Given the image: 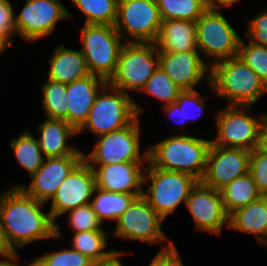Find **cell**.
Masks as SVG:
<instances>
[{"label":"cell","instance_id":"cell-10","mask_svg":"<svg viewBox=\"0 0 267 266\" xmlns=\"http://www.w3.org/2000/svg\"><path fill=\"white\" fill-rule=\"evenodd\" d=\"M251 106L227 105L216 113V137H212L211 144L219 147L243 148L253 151L257 148L259 129L266 116L261 114L259 119L252 117L249 112Z\"/></svg>","mask_w":267,"mask_h":266},{"label":"cell","instance_id":"cell-1","mask_svg":"<svg viewBox=\"0 0 267 266\" xmlns=\"http://www.w3.org/2000/svg\"><path fill=\"white\" fill-rule=\"evenodd\" d=\"M46 203L29 196L21 187H13L0 195V221L11 249L22 248L43 239L61 238L60 226L50 212H44Z\"/></svg>","mask_w":267,"mask_h":266},{"label":"cell","instance_id":"cell-11","mask_svg":"<svg viewBox=\"0 0 267 266\" xmlns=\"http://www.w3.org/2000/svg\"><path fill=\"white\" fill-rule=\"evenodd\" d=\"M162 18L156 0H118L115 29L127 43H154ZM123 29H125L124 33ZM128 36V41L126 36Z\"/></svg>","mask_w":267,"mask_h":266},{"label":"cell","instance_id":"cell-41","mask_svg":"<svg viewBox=\"0 0 267 266\" xmlns=\"http://www.w3.org/2000/svg\"><path fill=\"white\" fill-rule=\"evenodd\" d=\"M257 149L262 153L267 154V114L264 117L259 129Z\"/></svg>","mask_w":267,"mask_h":266},{"label":"cell","instance_id":"cell-21","mask_svg":"<svg viewBox=\"0 0 267 266\" xmlns=\"http://www.w3.org/2000/svg\"><path fill=\"white\" fill-rule=\"evenodd\" d=\"M38 132L40 136L37 140L45 158L84 154L79 148L67 144V138L78 134L65 120L46 117L38 126Z\"/></svg>","mask_w":267,"mask_h":266},{"label":"cell","instance_id":"cell-33","mask_svg":"<svg viewBox=\"0 0 267 266\" xmlns=\"http://www.w3.org/2000/svg\"><path fill=\"white\" fill-rule=\"evenodd\" d=\"M141 91L150 94L166 106L175 102L183 90L158 67Z\"/></svg>","mask_w":267,"mask_h":266},{"label":"cell","instance_id":"cell-24","mask_svg":"<svg viewBox=\"0 0 267 266\" xmlns=\"http://www.w3.org/2000/svg\"><path fill=\"white\" fill-rule=\"evenodd\" d=\"M229 228L253 234L257 241L267 246V196L236 209L229 215Z\"/></svg>","mask_w":267,"mask_h":266},{"label":"cell","instance_id":"cell-32","mask_svg":"<svg viewBox=\"0 0 267 266\" xmlns=\"http://www.w3.org/2000/svg\"><path fill=\"white\" fill-rule=\"evenodd\" d=\"M86 17L84 24L114 26L117 20L118 0H71Z\"/></svg>","mask_w":267,"mask_h":266},{"label":"cell","instance_id":"cell-13","mask_svg":"<svg viewBox=\"0 0 267 266\" xmlns=\"http://www.w3.org/2000/svg\"><path fill=\"white\" fill-rule=\"evenodd\" d=\"M69 18L72 13L59 0H26L15 15L16 34L25 42H34L53 33L58 21Z\"/></svg>","mask_w":267,"mask_h":266},{"label":"cell","instance_id":"cell-19","mask_svg":"<svg viewBox=\"0 0 267 266\" xmlns=\"http://www.w3.org/2000/svg\"><path fill=\"white\" fill-rule=\"evenodd\" d=\"M143 164L144 162H121L89 166L93 169L97 188L116 193L143 194Z\"/></svg>","mask_w":267,"mask_h":266},{"label":"cell","instance_id":"cell-36","mask_svg":"<svg viewBox=\"0 0 267 266\" xmlns=\"http://www.w3.org/2000/svg\"><path fill=\"white\" fill-rule=\"evenodd\" d=\"M69 226L72 232H82L102 229V222L93 211L91 204L77 207L67 211Z\"/></svg>","mask_w":267,"mask_h":266},{"label":"cell","instance_id":"cell-35","mask_svg":"<svg viewBox=\"0 0 267 266\" xmlns=\"http://www.w3.org/2000/svg\"><path fill=\"white\" fill-rule=\"evenodd\" d=\"M32 266H93V262L71 247L38 256Z\"/></svg>","mask_w":267,"mask_h":266},{"label":"cell","instance_id":"cell-47","mask_svg":"<svg viewBox=\"0 0 267 266\" xmlns=\"http://www.w3.org/2000/svg\"><path fill=\"white\" fill-rule=\"evenodd\" d=\"M176 266H184L182 261H180Z\"/></svg>","mask_w":267,"mask_h":266},{"label":"cell","instance_id":"cell-25","mask_svg":"<svg viewBox=\"0 0 267 266\" xmlns=\"http://www.w3.org/2000/svg\"><path fill=\"white\" fill-rule=\"evenodd\" d=\"M142 195L116 193L95 187L90 204L102 223L106 220L117 221L131 202Z\"/></svg>","mask_w":267,"mask_h":266},{"label":"cell","instance_id":"cell-42","mask_svg":"<svg viewBox=\"0 0 267 266\" xmlns=\"http://www.w3.org/2000/svg\"><path fill=\"white\" fill-rule=\"evenodd\" d=\"M14 254L15 252L11 249L10 245L8 244L6 240L4 229L0 221V257L6 258Z\"/></svg>","mask_w":267,"mask_h":266},{"label":"cell","instance_id":"cell-15","mask_svg":"<svg viewBox=\"0 0 267 266\" xmlns=\"http://www.w3.org/2000/svg\"><path fill=\"white\" fill-rule=\"evenodd\" d=\"M185 205L198 230L220 235L225 225L229 228L227 213L220 191L199 181L190 192Z\"/></svg>","mask_w":267,"mask_h":266},{"label":"cell","instance_id":"cell-34","mask_svg":"<svg viewBox=\"0 0 267 266\" xmlns=\"http://www.w3.org/2000/svg\"><path fill=\"white\" fill-rule=\"evenodd\" d=\"M237 56L256 72L260 80L267 87V46L245 43L243 38L239 42Z\"/></svg>","mask_w":267,"mask_h":266},{"label":"cell","instance_id":"cell-40","mask_svg":"<svg viewBox=\"0 0 267 266\" xmlns=\"http://www.w3.org/2000/svg\"><path fill=\"white\" fill-rule=\"evenodd\" d=\"M179 254L174 243L168 242L167 246H163L154 256L148 266H176L181 261Z\"/></svg>","mask_w":267,"mask_h":266},{"label":"cell","instance_id":"cell-37","mask_svg":"<svg viewBox=\"0 0 267 266\" xmlns=\"http://www.w3.org/2000/svg\"><path fill=\"white\" fill-rule=\"evenodd\" d=\"M249 173L255 180L258 191L267 196V154L257 148L250 153Z\"/></svg>","mask_w":267,"mask_h":266},{"label":"cell","instance_id":"cell-14","mask_svg":"<svg viewBox=\"0 0 267 266\" xmlns=\"http://www.w3.org/2000/svg\"><path fill=\"white\" fill-rule=\"evenodd\" d=\"M251 151L210 145L206 170L201 182L220 191L237 177L249 172Z\"/></svg>","mask_w":267,"mask_h":266},{"label":"cell","instance_id":"cell-23","mask_svg":"<svg viewBox=\"0 0 267 266\" xmlns=\"http://www.w3.org/2000/svg\"><path fill=\"white\" fill-rule=\"evenodd\" d=\"M158 52L198 50L196 23L188 20H162L156 41Z\"/></svg>","mask_w":267,"mask_h":266},{"label":"cell","instance_id":"cell-44","mask_svg":"<svg viewBox=\"0 0 267 266\" xmlns=\"http://www.w3.org/2000/svg\"><path fill=\"white\" fill-rule=\"evenodd\" d=\"M240 0H206V5L209 9L213 10H221V7H231L236 2H239Z\"/></svg>","mask_w":267,"mask_h":266},{"label":"cell","instance_id":"cell-28","mask_svg":"<svg viewBox=\"0 0 267 266\" xmlns=\"http://www.w3.org/2000/svg\"><path fill=\"white\" fill-rule=\"evenodd\" d=\"M108 234L110 233L104 230L77 232L73 235L71 246L93 263L107 260L116 252L114 249L105 251Z\"/></svg>","mask_w":267,"mask_h":266},{"label":"cell","instance_id":"cell-4","mask_svg":"<svg viewBox=\"0 0 267 266\" xmlns=\"http://www.w3.org/2000/svg\"><path fill=\"white\" fill-rule=\"evenodd\" d=\"M107 90H110V93ZM129 95L106 84L97 94L89 115L77 130V134L89 129L94 135L99 136L128 126L144 111V108L135 103Z\"/></svg>","mask_w":267,"mask_h":266},{"label":"cell","instance_id":"cell-27","mask_svg":"<svg viewBox=\"0 0 267 266\" xmlns=\"http://www.w3.org/2000/svg\"><path fill=\"white\" fill-rule=\"evenodd\" d=\"M10 148L14 150L16 161L27 170L29 177H32L44 162L45 157L39 142L30 130L26 129L17 138L11 139Z\"/></svg>","mask_w":267,"mask_h":266},{"label":"cell","instance_id":"cell-5","mask_svg":"<svg viewBox=\"0 0 267 266\" xmlns=\"http://www.w3.org/2000/svg\"><path fill=\"white\" fill-rule=\"evenodd\" d=\"M146 182L149 186L147 190H143L142 196L165 221L180 204L186 203L199 180L183 172L159 169L148 161L144 173V183Z\"/></svg>","mask_w":267,"mask_h":266},{"label":"cell","instance_id":"cell-3","mask_svg":"<svg viewBox=\"0 0 267 266\" xmlns=\"http://www.w3.org/2000/svg\"><path fill=\"white\" fill-rule=\"evenodd\" d=\"M209 87L217 97L228 100V105L252 106L267 94V87L258 74L238 56L210 67Z\"/></svg>","mask_w":267,"mask_h":266},{"label":"cell","instance_id":"cell-30","mask_svg":"<svg viewBox=\"0 0 267 266\" xmlns=\"http://www.w3.org/2000/svg\"><path fill=\"white\" fill-rule=\"evenodd\" d=\"M162 20H196L208 9L206 0H156Z\"/></svg>","mask_w":267,"mask_h":266},{"label":"cell","instance_id":"cell-2","mask_svg":"<svg viewBox=\"0 0 267 266\" xmlns=\"http://www.w3.org/2000/svg\"><path fill=\"white\" fill-rule=\"evenodd\" d=\"M210 145L211 140L186 135L183 131L149 146L148 161L159 169L183 172L201 181Z\"/></svg>","mask_w":267,"mask_h":266},{"label":"cell","instance_id":"cell-45","mask_svg":"<svg viewBox=\"0 0 267 266\" xmlns=\"http://www.w3.org/2000/svg\"><path fill=\"white\" fill-rule=\"evenodd\" d=\"M18 254L15 253L14 255H11L9 257H4V259H0V266H20L18 264ZM27 266H32V261L28 263Z\"/></svg>","mask_w":267,"mask_h":266},{"label":"cell","instance_id":"cell-18","mask_svg":"<svg viewBox=\"0 0 267 266\" xmlns=\"http://www.w3.org/2000/svg\"><path fill=\"white\" fill-rule=\"evenodd\" d=\"M158 56L159 67L181 90H195L205 77L210 82L209 62L202 60L199 50L158 52Z\"/></svg>","mask_w":267,"mask_h":266},{"label":"cell","instance_id":"cell-29","mask_svg":"<svg viewBox=\"0 0 267 266\" xmlns=\"http://www.w3.org/2000/svg\"><path fill=\"white\" fill-rule=\"evenodd\" d=\"M205 100L206 98L201 97L197 89L184 90L179 94L175 102L163 106V109L164 112L166 111L165 113L170 117H177V119L180 120V126H183L192 119H198L204 113V109L206 108L204 103ZM193 114L196 118L193 116Z\"/></svg>","mask_w":267,"mask_h":266},{"label":"cell","instance_id":"cell-26","mask_svg":"<svg viewBox=\"0 0 267 266\" xmlns=\"http://www.w3.org/2000/svg\"><path fill=\"white\" fill-rule=\"evenodd\" d=\"M227 213L230 215L236 209L258 200L262 194L258 191L255 180L248 172L237 177L220 190Z\"/></svg>","mask_w":267,"mask_h":266},{"label":"cell","instance_id":"cell-43","mask_svg":"<svg viewBox=\"0 0 267 266\" xmlns=\"http://www.w3.org/2000/svg\"><path fill=\"white\" fill-rule=\"evenodd\" d=\"M124 251H116L110 258L107 260L99 261L97 263H93V266H125L123 262L119 258L120 255H125Z\"/></svg>","mask_w":267,"mask_h":266},{"label":"cell","instance_id":"cell-39","mask_svg":"<svg viewBox=\"0 0 267 266\" xmlns=\"http://www.w3.org/2000/svg\"><path fill=\"white\" fill-rule=\"evenodd\" d=\"M15 10L9 0H0V34L11 44L15 28Z\"/></svg>","mask_w":267,"mask_h":266},{"label":"cell","instance_id":"cell-38","mask_svg":"<svg viewBox=\"0 0 267 266\" xmlns=\"http://www.w3.org/2000/svg\"><path fill=\"white\" fill-rule=\"evenodd\" d=\"M246 32L249 42L260 46H267V11L257 14L248 23Z\"/></svg>","mask_w":267,"mask_h":266},{"label":"cell","instance_id":"cell-22","mask_svg":"<svg viewBox=\"0 0 267 266\" xmlns=\"http://www.w3.org/2000/svg\"><path fill=\"white\" fill-rule=\"evenodd\" d=\"M48 62L50 68L47 79L52 81L67 85L91 75L82 52L66 48L64 45L54 49Z\"/></svg>","mask_w":267,"mask_h":266},{"label":"cell","instance_id":"cell-17","mask_svg":"<svg viewBox=\"0 0 267 266\" xmlns=\"http://www.w3.org/2000/svg\"><path fill=\"white\" fill-rule=\"evenodd\" d=\"M83 161V155H66L63 157L45 158L41 167L30 177L31 183H23L13 187H21L29 196L37 201L47 203L56 194L57 189Z\"/></svg>","mask_w":267,"mask_h":266},{"label":"cell","instance_id":"cell-9","mask_svg":"<svg viewBox=\"0 0 267 266\" xmlns=\"http://www.w3.org/2000/svg\"><path fill=\"white\" fill-rule=\"evenodd\" d=\"M197 47L202 59L209 60V67L217 62L236 57L241 37L220 10L207 9L196 20ZM215 60V61H214Z\"/></svg>","mask_w":267,"mask_h":266},{"label":"cell","instance_id":"cell-31","mask_svg":"<svg viewBox=\"0 0 267 266\" xmlns=\"http://www.w3.org/2000/svg\"><path fill=\"white\" fill-rule=\"evenodd\" d=\"M41 89L42 109L47 118L62 119L68 123L67 85L47 79Z\"/></svg>","mask_w":267,"mask_h":266},{"label":"cell","instance_id":"cell-12","mask_svg":"<svg viewBox=\"0 0 267 266\" xmlns=\"http://www.w3.org/2000/svg\"><path fill=\"white\" fill-rule=\"evenodd\" d=\"M164 220L143 197L135 198L116 221L112 234L124 240L146 242L148 245L161 242H173L162 231Z\"/></svg>","mask_w":267,"mask_h":266},{"label":"cell","instance_id":"cell-20","mask_svg":"<svg viewBox=\"0 0 267 266\" xmlns=\"http://www.w3.org/2000/svg\"><path fill=\"white\" fill-rule=\"evenodd\" d=\"M107 84L100 76H90L67 84L68 123L78 130L86 121L96 96Z\"/></svg>","mask_w":267,"mask_h":266},{"label":"cell","instance_id":"cell-16","mask_svg":"<svg viewBox=\"0 0 267 266\" xmlns=\"http://www.w3.org/2000/svg\"><path fill=\"white\" fill-rule=\"evenodd\" d=\"M93 169L83 160L63 181L51 199L50 214L56 222L57 217L71 209L91 203L95 189Z\"/></svg>","mask_w":267,"mask_h":266},{"label":"cell","instance_id":"cell-46","mask_svg":"<svg viewBox=\"0 0 267 266\" xmlns=\"http://www.w3.org/2000/svg\"><path fill=\"white\" fill-rule=\"evenodd\" d=\"M8 46H10V43L0 34V56Z\"/></svg>","mask_w":267,"mask_h":266},{"label":"cell","instance_id":"cell-7","mask_svg":"<svg viewBox=\"0 0 267 266\" xmlns=\"http://www.w3.org/2000/svg\"><path fill=\"white\" fill-rule=\"evenodd\" d=\"M80 31V51L90 73L108 81L115 73L119 52L124 45L122 37L115 26L106 24H84Z\"/></svg>","mask_w":267,"mask_h":266},{"label":"cell","instance_id":"cell-6","mask_svg":"<svg viewBox=\"0 0 267 266\" xmlns=\"http://www.w3.org/2000/svg\"><path fill=\"white\" fill-rule=\"evenodd\" d=\"M159 67L158 49L154 43L124 42L115 73L107 84L123 92L142 90Z\"/></svg>","mask_w":267,"mask_h":266},{"label":"cell","instance_id":"cell-8","mask_svg":"<svg viewBox=\"0 0 267 266\" xmlns=\"http://www.w3.org/2000/svg\"><path fill=\"white\" fill-rule=\"evenodd\" d=\"M140 123L137 116L128 126L97 136L93 150L83 154L88 165L148 162V150L140 153Z\"/></svg>","mask_w":267,"mask_h":266}]
</instances>
